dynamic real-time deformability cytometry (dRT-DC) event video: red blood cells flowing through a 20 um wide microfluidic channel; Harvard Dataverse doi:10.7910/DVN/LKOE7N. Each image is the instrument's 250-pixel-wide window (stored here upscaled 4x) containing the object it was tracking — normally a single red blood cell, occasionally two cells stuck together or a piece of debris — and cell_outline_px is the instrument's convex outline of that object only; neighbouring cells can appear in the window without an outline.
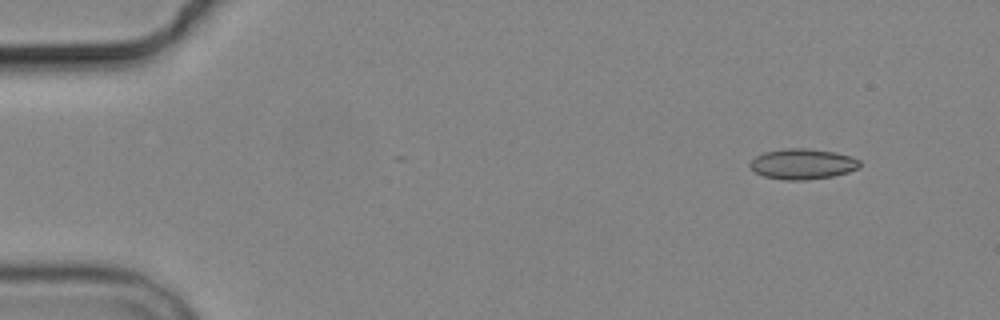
{"species": "common noctule bat (a hibernating species)", "species_latin": "Nyctalus noctula", "temperature_condition": "cold", "stored_images_in_passage": 4, "camera_frame_rate_fps": 3000, "um_per_image_px": 0.085, "animal": {"sex": "male", "body_mass_g": 19.2, "forearm_length_mm": 51.8}, "frame": {"image": 1, "passage_image": 1, "time_ms": 0.0, "image_size_px": [1000, 320], "cell_outline_px": [[860, 168], [848, 172], [832, 176], [804, 180], [784, 180], [764, 176], [756, 172], [748, 164], [756, 156], [764, 152], [784, 148], [808, 148], [832, 152], [852, 156], [860, 160]], "centroid_in_image_um": [68.23, 13.93], "position_along_channel_um": 16.8, "area_um2": 19.48}}
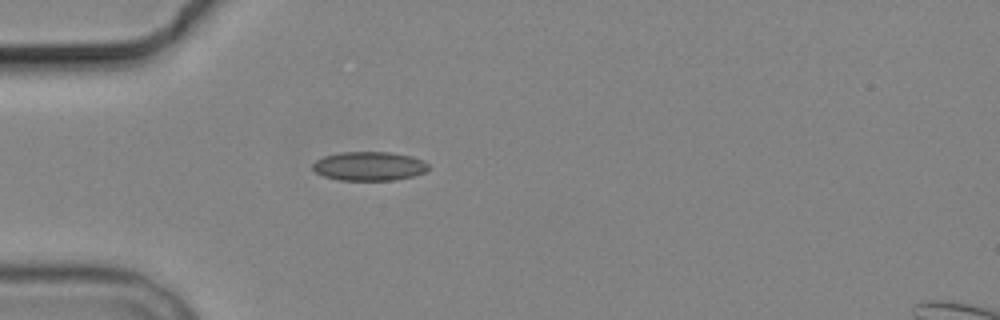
{"frame": {"image": 2, "passage_image": 4, "time_ms": 3.667, "image_size_px": [1000, 320], "cell_outline_px": [[428, 168], [424, 172], [412, 176], [392, 180], [340, 180], [324, 176], [316, 172], [312, 168], [312, 164], [316, 160], [324, 156], [340, 152], [388, 152], [412, 156], [424, 160], [428, 164]], "centroid_in_image_um": [31.37, 14.11], "position_along_channel_um": 53.6, "area_um2": 19.48}}